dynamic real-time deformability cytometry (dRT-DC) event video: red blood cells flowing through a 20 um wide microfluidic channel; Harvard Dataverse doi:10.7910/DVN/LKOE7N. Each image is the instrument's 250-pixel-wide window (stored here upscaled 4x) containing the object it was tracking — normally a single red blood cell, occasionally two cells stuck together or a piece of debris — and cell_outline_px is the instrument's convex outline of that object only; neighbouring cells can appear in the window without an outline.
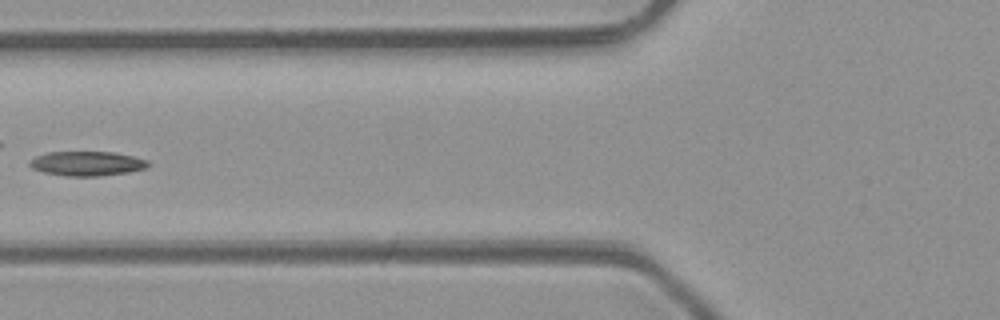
{"species": "common noctule bat (a hibernating species)", "species_latin": "Nyctalus noctula", "temperature_condition": "room temperature", "stored_images_in_passage": 5, "camera_frame_rate_fps": 3000, "um_per_image_px": 0.085, "animal": {"sex": "male", "body_mass_g": 23.1, "forearm_length_mm": 52.7}, "frame": {"image": 1, "passage_image": 5, "time_ms": 4.333, "image_size_px": [1000, 320], "cell_outline_px": [[152, 164], [148, 168], [128, 172], [100, 176], [68, 176], [44, 172], [32, 168], [28, 164], [28, 160], [36, 156], [48, 152], [116, 152], [148, 160]], "centroid_in_image_um": [7.42, 13.9], "position_along_channel_um": 118.4, "area_um2": 17.05}}